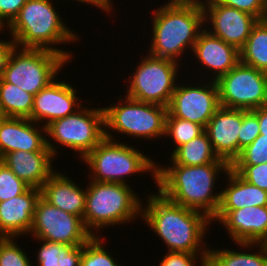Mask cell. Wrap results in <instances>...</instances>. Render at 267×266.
Segmentation results:
<instances>
[{
	"label": "cell",
	"mask_w": 267,
	"mask_h": 266,
	"mask_svg": "<svg viewBox=\"0 0 267 266\" xmlns=\"http://www.w3.org/2000/svg\"><path fill=\"white\" fill-rule=\"evenodd\" d=\"M80 266H121L104 249L103 242L98 236H92L82 245V256Z\"/></svg>",
	"instance_id": "30"
},
{
	"label": "cell",
	"mask_w": 267,
	"mask_h": 266,
	"mask_svg": "<svg viewBox=\"0 0 267 266\" xmlns=\"http://www.w3.org/2000/svg\"><path fill=\"white\" fill-rule=\"evenodd\" d=\"M147 57V58H146ZM132 74L128 97L168 107L176 87L177 62L148 54Z\"/></svg>",
	"instance_id": "10"
},
{
	"label": "cell",
	"mask_w": 267,
	"mask_h": 266,
	"mask_svg": "<svg viewBox=\"0 0 267 266\" xmlns=\"http://www.w3.org/2000/svg\"><path fill=\"white\" fill-rule=\"evenodd\" d=\"M77 99L80 98L76 96L73 86L65 81L53 80L34 96L31 116L28 119L36 124H41L45 119V125L40 129L46 134V126L52 121L74 114L76 110L73 109L82 107L80 102L77 104Z\"/></svg>",
	"instance_id": "15"
},
{
	"label": "cell",
	"mask_w": 267,
	"mask_h": 266,
	"mask_svg": "<svg viewBox=\"0 0 267 266\" xmlns=\"http://www.w3.org/2000/svg\"><path fill=\"white\" fill-rule=\"evenodd\" d=\"M17 49L16 46L11 52L2 79L34 96L52 82L67 63L61 54L54 51L19 48V52Z\"/></svg>",
	"instance_id": "7"
},
{
	"label": "cell",
	"mask_w": 267,
	"mask_h": 266,
	"mask_svg": "<svg viewBox=\"0 0 267 266\" xmlns=\"http://www.w3.org/2000/svg\"><path fill=\"white\" fill-rule=\"evenodd\" d=\"M34 95L0 78V110L3 117L29 118Z\"/></svg>",
	"instance_id": "26"
},
{
	"label": "cell",
	"mask_w": 267,
	"mask_h": 266,
	"mask_svg": "<svg viewBox=\"0 0 267 266\" xmlns=\"http://www.w3.org/2000/svg\"><path fill=\"white\" fill-rule=\"evenodd\" d=\"M41 197L51 205L83 219L86 189L70 180L65 174L54 172L40 188Z\"/></svg>",
	"instance_id": "22"
},
{
	"label": "cell",
	"mask_w": 267,
	"mask_h": 266,
	"mask_svg": "<svg viewBox=\"0 0 267 266\" xmlns=\"http://www.w3.org/2000/svg\"><path fill=\"white\" fill-rule=\"evenodd\" d=\"M36 240L84 245L93 235L86 229L83 219L67 213L45 201L41 196L37 201L31 230Z\"/></svg>",
	"instance_id": "12"
},
{
	"label": "cell",
	"mask_w": 267,
	"mask_h": 266,
	"mask_svg": "<svg viewBox=\"0 0 267 266\" xmlns=\"http://www.w3.org/2000/svg\"><path fill=\"white\" fill-rule=\"evenodd\" d=\"M12 237H0V266H32Z\"/></svg>",
	"instance_id": "33"
},
{
	"label": "cell",
	"mask_w": 267,
	"mask_h": 266,
	"mask_svg": "<svg viewBox=\"0 0 267 266\" xmlns=\"http://www.w3.org/2000/svg\"><path fill=\"white\" fill-rule=\"evenodd\" d=\"M226 175L229 186L221 191L220 204L211 222L220 221L231 210L267 206V191L248 183L231 168Z\"/></svg>",
	"instance_id": "23"
},
{
	"label": "cell",
	"mask_w": 267,
	"mask_h": 266,
	"mask_svg": "<svg viewBox=\"0 0 267 266\" xmlns=\"http://www.w3.org/2000/svg\"><path fill=\"white\" fill-rule=\"evenodd\" d=\"M205 131V128L199 124L193 123L188 120H183L177 117H166L165 121V134L170 136L174 141L175 150L191 141L193 138L198 137Z\"/></svg>",
	"instance_id": "29"
},
{
	"label": "cell",
	"mask_w": 267,
	"mask_h": 266,
	"mask_svg": "<svg viewBox=\"0 0 267 266\" xmlns=\"http://www.w3.org/2000/svg\"><path fill=\"white\" fill-rule=\"evenodd\" d=\"M52 5L51 0H28L7 27L17 47L54 51L68 61L71 53L55 45L75 42L78 36L66 27Z\"/></svg>",
	"instance_id": "4"
},
{
	"label": "cell",
	"mask_w": 267,
	"mask_h": 266,
	"mask_svg": "<svg viewBox=\"0 0 267 266\" xmlns=\"http://www.w3.org/2000/svg\"><path fill=\"white\" fill-rule=\"evenodd\" d=\"M28 0H0V31L9 25Z\"/></svg>",
	"instance_id": "37"
},
{
	"label": "cell",
	"mask_w": 267,
	"mask_h": 266,
	"mask_svg": "<svg viewBox=\"0 0 267 266\" xmlns=\"http://www.w3.org/2000/svg\"><path fill=\"white\" fill-rule=\"evenodd\" d=\"M242 109L220 106L205 127L214 152L230 165L238 157Z\"/></svg>",
	"instance_id": "18"
},
{
	"label": "cell",
	"mask_w": 267,
	"mask_h": 266,
	"mask_svg": "<svg viewBox=\"0 0 267 266\" xmlns=\"http://www.w3.org/2000/svg\"><path fill=\"white\" fill-rule=\"evenodd\" d=\"M211 81L199 87L176 84L166 117L188 120L205 128L220 107L217 82Z\"/></svg>",
	"instance_id": "13"
},
{
	"label": "cell",
	"mask_w": 267,
	"mask_h": 266,
	"mask_svg": "<svg viewBox=\"0 0 267 266\" xmlns=\"http://www.w3.org/2000/svg\"><path fill=\"white\" fill-rule=\"evenodd\" d=\"M42 241L37 263L39 266H80L82 245L71 246L62 243Z\"/></svg>",
	"instance_id": "28"
},
{
	"label": "cell",
	"mask_w": 267,
	"mask_h": 266,
	"mask_svg": "<svg viewBox=\"0 0 267 266\" xmlns=\"http://www.w3.org/2000/svg\"><path fill=\"white\" fill-rule=\"evenodd\" d=\"M255 246L260 247L257 254L231 249H208L206 266H267V244L256 243Z\"/></svg>",
	"instance_id": "27"
},
{
	"label": "cell",
	"mask_w": 267,
	"mask_h": 266,
	"mask_svg": "<svg viewBox=\"0 0 267 266\" xmlns=\"http://www.w3.org/2000/svg\"><path fill=\"white\" fill-rule=\"evenodd\" d=\"M76 1H79L80 3L84 2L95 5L96 7L100 8L102 11L105 12L111 11V8L113 9L112 7L113 3H111L112 2L111 0H76Z\"/></svg>",
	"instance_id": "41"
},
{
	"label": "cell",
	"mask_w": 267,
	"mask_h": 266,
	"mask_svg": "<svg viewBox=\"0 0 267 266\" xmlns=\"http://www.w3.org/2000/svg\"><path fill=\"white\" fill-rule=\"evenodd\" d=\"M229 163L198 166H157L158 192L171 202L204 213L212 219L219 207L221 192L213 194L218 173L226 174Z\"/></svg>",
	"instance_id": "2"
},
{
	"label": "cell",
	"mask_w": 267,
	"mask_h": 266,
	"mask_svg": "<svg viewBox=\"0 0 267 266\" xmlns=\"http://www.w3.org/2000/svg\"><path fill=\"white\" fill-rule=\"evenodd\" d=\"M192 51L210 72L211 70L217 72H214L213 81L227 74L240 62V52L235 46L212 35L205 28L199 33Z\"/></svg>",
	"instance_id": "20"
},
{
	"label": "cell",
	"mask_w": 267,
	"mask_h": 266,
	"mask_svg": "<svg viewBox=\"0 0 267 266\" xmlns=\"http://www.w3.org/2000/svg\"><path fill=\"white\" fill-rule=\"evenodd\" d=\"M33 124L36 123L27 118L0 119V159L7 153L20 150L51 151L56 156V146Z\"/></svg>",
	"instance_id": "16"
},
{
	"label": "cell",
	"mask_w": 267,
	"mask_h": 266,
	"mask_svg": "<svg viewBox=\"0 0 267 266\" xmlns=\"http://www.w3.org/2000/svg\"><path fill=\"white\" fill-rule=\"evenodd\" d=\"M82 161L89 165L90 179L96 182L124 184V177L144 171H152L157 181L156 163L133 146L115 141L108 130L105 138Z\"/></svg>",
	"instance_id": "6"
},
{
	"label": "cell",
	"mask_w": 267,
	"mask_h": 266,
	"mask_svg": "<svg viewBox=\"0 0 267 266\" xmlns=\"http://www.w3.org/2000/svg\"><path fill=\"white\" fill-rule=\"evenodd\" d=\"M3 117V114H2V112H1V110H0V119Z\"/></svg>",
	"instance_id": "42"
},
{
	"label": "cell",
	"mask_w": 267,
	"mask_h": 266,
	"mask_svg": "<svg viewBox=\"0 0 267 266\" xmlns=\"http://www.w3.org/2000/svg\"><path fill=\"white\" fill-rule=\"evenodd\" d=\"M198 257V254L167 252V255L160 262V266H194Z\"/></svg>",
	"instance_id": "38"
},
{
	"label": "cell",
	"mask_w": 267,
	"mask_h": 266,
	"mask_svg": "<svg viewBox=\"0 0 267 266\" xmlns=\"http://www.w3.org/2000/svg\"><path fill=\"white\" fill-rule=\"evenodd\" d=\"M222 5L233 7L255 16L258 20L267 19V0H216Z\"/></svg>",
	"instance_id": "36"
},
{
	"label": "cell",
	"mask_w": 267,
	"mask_h": 266,
	"mask_svg": "<svg viewBox=\"0 0 267 266\" xmlns=\"http://www.w3.org/2000/svg\"><path fill=\"white\" fill-rule=\"evenodd\" d=\"M89 184L86 189L83 223L93 236H95L93 228L95 230L110 225L113 227L131 222L137 215L141 216L142 199H139L128 183L91 180Z\"/></svg>",
	"instance_id": "5"
},
{
	"label": "cell",
	"mask_w": 267,
	"mask_h": 266,
	"mask_svg": "<svg viewBox=\"0 0 267 266\" xmlns=\"http://www.w3.org/2000/svg\"><path fill=\"white\" fill-rule=\"evenodd\" d=\"M110 107H103L105 128L138 138L163 137L168 107L138 101L126 96Z\"/></svg>",
	"instance_id": "8"
},
{
	"label": "cell",
	"mask_w": 267,
	"mask_h": 266,
	"mask_svg": "<svg viewBox=\"0 0 267 266\" xmlns=\"http://www.w3.org/2000/svg\"><path fill=\"white\" fill-rule=\"evenodd\" d=\"M220 106L254 110L267 105V73L239 62L216 80Z\"/></svg>",
	"instance_id": "11"
},
{
	"label": "cell",
	"mask_w": 267,
	"mask_h": 266,
	"mask_svg": "<svg viewBox=\"0 0 267 266\" xmlns=\"http://www.w3.org/2000/svg\"><path fill=\"white\" fill-rule=\"evenodd\" d=\"M240 247L267 244V206H245L229 211L220 221Z\"/></svg>",
	"instance_id": "17"
},
{
	"label": "cell",
	"mask_w": 267,
	"mask_h": 266,
	"mask_svg": "<svg viewBox=\"0 0 267 266\" xmlns=\"http://www.w3.org/2000/svg\"><path fill=\"white\" fill-rule=\"evenodd\" d=\"M15 47L16 44L13 40L12 41L0 40V78H2L4 74L10 54Z\"/></svg>",
	"instance_id": "39"
},
{
	"label": "cell",
	"mask_w": 267,
	"mask_h": 266,
	"mask_svg": "<svg viewBox=\"0 0 267 266\" xmlns=\"http://www.w3.org/2000/svg\"><path fill=\"white\" fill-rule=\"evenodd\" d=\"M172 160V161H171ZM171 165L198 166L210 163H228L214 152L208 135L204 131L188 143L179 146L171 154Z\"/></svg>",
	"instance_id": "24"
},
{
	"label": "cell",
	"mask_w": 267,
	"mask_h": 266,
	"mask_svg": "<svg viewBox=\"0 0 267 266\" xmlns=\"http://www.w3.org/2000/svg\"><path fill=\"white\" fill-rule=\"evenodd\" d=\"M51 151H14L5 154L0 161L30 187L41 188L49 177L56 171L52 168Z\"/></svg>",
	"instance_id": "21"
},
{
	"label": "cell",
	"mask_w": 267,
	"mask_h": 266,
	"mask_svg": "<svg viewBox=\"0 0 267 266\" xmlns=\"http://www.w3.org/2000/svg\"><path fill=\"white\" fill-rule=\"evenodd\" d=\"M29 187L0 161V202L23 194Z\"/></svg>",
	"instance_id": "31"
},
{
	"label": "cell",
	"mask_w": 267,
	"mask_h": 266,
	"mask_svg": "<svg viewBox=\"0 0 267 266\" xmlns=\"http://www.w3.org/2000/svg\"><path fill=\"white\" fill-rule=\"evenodd\" d=\"M260 134L257 109H242V124L238 135V156L241 150L250 145Z\"/></svg>",
	"instance_id": "34"
},
{
	"label": "cell",
	"mask_w": 267,
	"mask_h": 266,
	"mask_svg": "<svg viewBox=\"0 0 267 266\" xmlns=\"http://www.w3.org/2000/svg\"><path fill=\"white\" fill-rule=\"evenodd\" d=\"M239 52L241 63L267 73V19L258 20Z\"/></svg>",
	"instance_id": "25"
},
{
	"label": "cell",
	"mask_w": 267,
	"mask_h": 266,
	"mask_svg": "<svg viewBox=\"0 0 267 266\" xmlns=\"http://www.w3.org/2000/svg\"><path fill=\"white\" fill-rule=\"evenodd\" d=\"M148 196L141 217L167 244L168 252L201 253L200 266H206L209 248L202 246V239L211 219L200 211L171 202L160 192Z\"/></svg>",
	"instance_id": "1"
},
{
	"label": "cell",
	"mask_w": 267,
	"mask_h": 266,
	"mask_svg": "<svg viewBox=\"0 0 267 266\" xmlns=\"http://www.w3.org/2000/svg\"><path fill=\"white\" fill-rule=\"evenodd\" d=\"M78 108L71 115L52 121L46 134L59 144L76 150L84 158L105 138L104 108Z\"/></svg>",
	"instance_id": "9"
},
{
	"label": "cell",
	"mask_w": 267,
	"mask_h": 266,
	"mask_svg": "<svg viewBox=\"0 0 267 266\" xmlns=\"http://www.w3.org/2000/svg\"><path fill=\"white\" fill-rule=\"evenodd\" d=\"M153 18L149 54L175 62L186 47L193 49L205 24L200 0H171L158 8Z\"/></svg>",
	"instance_id": "3"
},
{
	"label": "cell",
	"mask_w": 267,
	"mask_h": 266,
	"mask_svg": "<svg viewBox=\"0 0 267 266\" xmlns=\"http://www.w3.org/2000/svg\"><path fill=\"white\" fill-rule=\"evenodd\" d=\"M201 5L204 21L209 20L213 26V30L208 32L240 50L245 45L258 19L246 12L222 5L216 0L205 2L201 0Z\"/></svg>",
	"instance_id": "14"
},
{
	"label": "cell",
	"mask_w": 267,
	"mask_h": 266,
	"mask_svg": "<svg viewBox=\"0 0 267 266\" xmlns=\"http://www.w3.org/2000/svg\"><path fill=\"white\" fill-rule=\"evenodd\" d=\"M40 196L39 188L29 187L23 194L0 202V237L15 239L30 232Z\"/></svg>",
	"instance_id": "19"
},
{
	"label": "cell",
	"mask_w": 267,
	"mask_h": 266,
	"mask_svg": "<svg viewBox=\"0 0 267 266\" xmlns=\"http://www.w3.org/2000/svg\"><path fill=\"white\" fill-rule=\"evenodd\" d=\"M267 163V138L259 134L255 140L244 149L231 165H258Z\"/></svg>",
	"instance_id": "32"
},
{
	"label": "cell",
	"mask_w": 267,
	"mask_h": 266,
	"mask_svg": "<svg viewBox=\"0 0 267 266\" xmlns=\"http://www.w3.org/2000/svg\"><path fill=\"white\" fill-rule=\"evenodd\" d=\"M248 183L267 191V163L258 165H230Z\"/></svg>",
	"instance_id": "35"
},
{
	"label": "cell",
	"mask_w": 267,
	"mask_h": 266,
	"mask_svg": "<svg viewBox=\"0 0 267 266\" xmlns=\"http://www.w3.org/2000/svg\"><path fill=\"white\" fill-rule=\"evenodd\" d=\"M257 117L262 138H267V105L257 108Z\"/></svg>",
	"instance_id": "40"
}]
</instances>
